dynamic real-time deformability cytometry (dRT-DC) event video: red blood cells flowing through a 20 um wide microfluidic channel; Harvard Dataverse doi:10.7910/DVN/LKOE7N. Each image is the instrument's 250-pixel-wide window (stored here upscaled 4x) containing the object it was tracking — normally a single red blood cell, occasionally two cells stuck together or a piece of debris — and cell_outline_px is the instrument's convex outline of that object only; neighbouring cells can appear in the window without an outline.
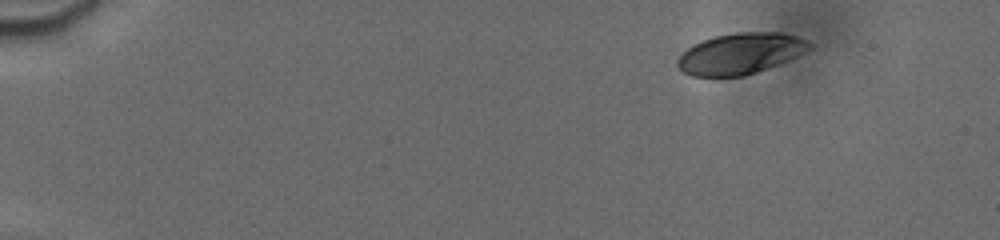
{"species": "human", "species_latin": "Homo sapiens", "temperature_condition": "cold", "stored_images_in_passage": 27, "camera_frame_rate_fps": 3000, "um_per_image_px": 0.085, "donor": {"sex": "male"}, "frame": {"image": 1, "passage_image": 1, "time_ms": 0.0, "image_size_px": [1000, 240], "cell_outline_px": [[812, 48], [788, 60], [756, 72], [744, 76], [692, 76], [684, 72], [676, 64], [676, 60], [692, 44], [716, 36], [736, 32], [780, 32], [796, 36], [808, 40], [812, 44]], "centroid_in_image_um": [62.94, 4.55], "position_along_channel_um": 22.1, "area_um2": 31.33}}
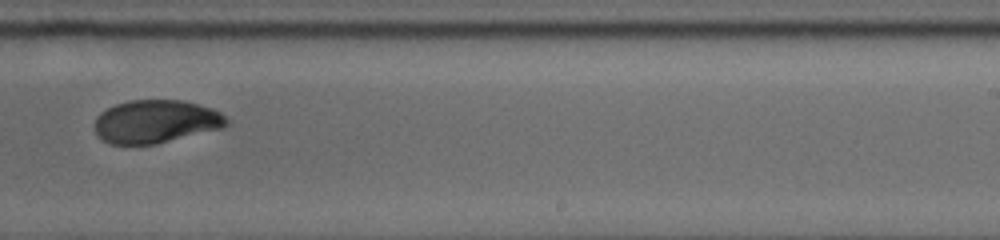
{"frame": {"image": 2, "passage_image": 17, "time_ms": 10.0, "image_size_px": [1000, 240], "cell_outline_px": [[228, 124], [220, 128], [156, 144], [108, 144], [96, 132], [96, 116], [100, 112], [116, 104], [128, 100], [184, 100], [212, 108], [220, 112], [228, 120]], "centroid_in_image_um": [13.24, 10.32], "position_along_channel_um": 275.8, "area_um2": 32.89}}
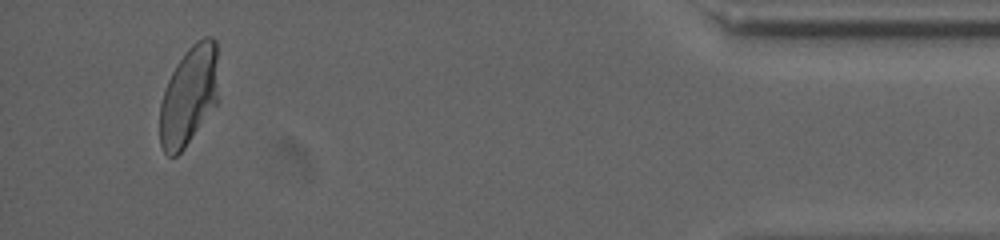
{"frame": {"image": 3, "passage_image": 26, "time_ms": 15.333, "image_size_px": [1000, 240], "cell_outline_px": [[216, 104], [184, 148], [176, 156], [168, 156], [164, 152], [160, 144], [160, 104], [164, 88], [176, 64], [184, 52], [196, 40], [204, 36], [212, 36], [216, 40]], "centroid_in_image_um": [16.02, 8.12], "position_along_channel_um": 419.2, "area_um2": 33.58}, "authors_computed_cell_mechanics": {"area_um2": 33.8708, "velocity_mm_per_s": 3.7873, "shape_relaxation_time_tau1_ms": 4.3615, "shape_relaxation_time_tau2_ms": 1.2702, "deformation_change_tau1": 0.147, "deformation_change_tau2": 0.0421}}